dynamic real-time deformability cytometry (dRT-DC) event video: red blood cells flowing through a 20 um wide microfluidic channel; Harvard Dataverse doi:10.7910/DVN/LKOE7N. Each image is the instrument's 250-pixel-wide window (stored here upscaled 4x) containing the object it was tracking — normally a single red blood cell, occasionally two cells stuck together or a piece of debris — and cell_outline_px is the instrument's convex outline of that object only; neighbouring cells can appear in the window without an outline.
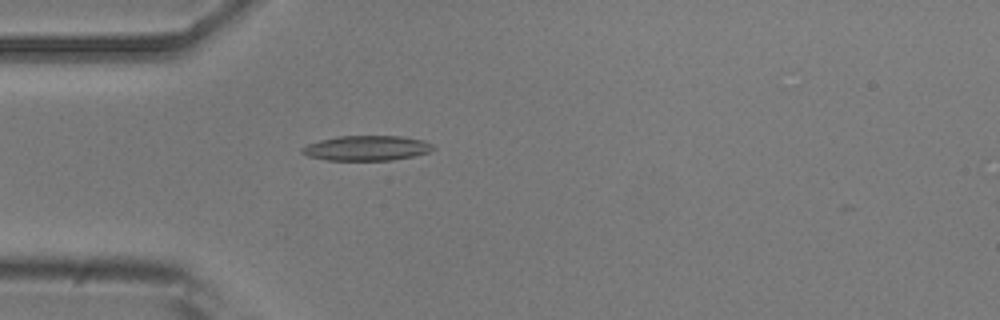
{"species": "common noctule bat (a hibernating species)", "species_latin": "Nyctalus noctula", "temperature_condition": "room temperature", "stored_images_in_passage": 5, "camera_frame_rate_fps": 3000, "um_per_image_px": 0.085, "animal": {"sex": "male", "body_mass_g": 20.5, "forearm_length_mm": 52.5}, "frame": {"image": 1, "passage_image": 5, "time_ms": 4.667, "image_size_px": [1000, 320], "cell_outline_px": [[436, 148], [428, 152], [412, 156], [392, 160], [328, 160], [308, 156], [300, 152], [300, 148], [308, 144], [320, 140], [340, 136], [404, 136], [424, 140], [432, 144]], "centroid_in_image_um": [31.17, 12.58], "position_along_channel_um": 53.8, "area_um2": 19.07}}